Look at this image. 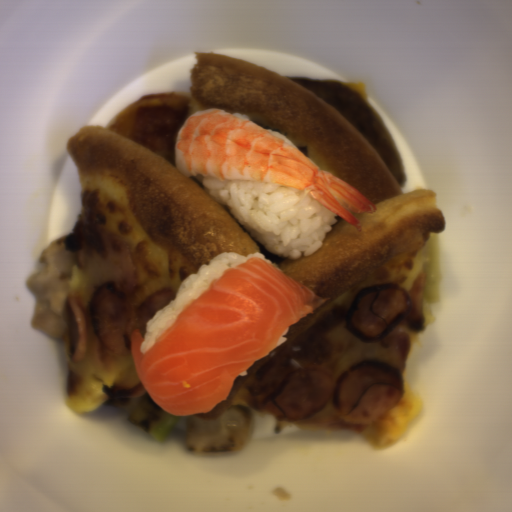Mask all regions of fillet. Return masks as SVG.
<instances>
[{
	"mask_svg": "<svg viewBox=\"0 0 512 512\" xmlns=\"http://www.w3.org/2000/svg\"><path fill=\"white\" fill-rule=\"evenodd\" d=\"M175 164L186 178L275 183L301 189L361 234L353 212L375 214L376 205L344 180L320 169L298 147L249 119L220 108L195 111L175 137Z\"/></svg>",
	"mask_w": 512,
	"mask_h": 512,
	"instance_id": "fillet-2",
	"label": "fillet"
},
{
	"mask_svg": "<svg viewBox=\"0 0 512 512\" xmlns=\"http://www.w3.org/2000/svg\"><path fill=\"white\" fill-rule=\"evenodd\" d=\"M327 300L252 256L216 275L147 352H141L144 337L133 329L137 377L170 414H206L228 399L238 376L277 347L285 330Z\"/></svg>",
	"mask_w": 512,
	"mask_h": 512,
	"instance_id": "fillet-1",
	"label": "fillet"
}]
</instances>
